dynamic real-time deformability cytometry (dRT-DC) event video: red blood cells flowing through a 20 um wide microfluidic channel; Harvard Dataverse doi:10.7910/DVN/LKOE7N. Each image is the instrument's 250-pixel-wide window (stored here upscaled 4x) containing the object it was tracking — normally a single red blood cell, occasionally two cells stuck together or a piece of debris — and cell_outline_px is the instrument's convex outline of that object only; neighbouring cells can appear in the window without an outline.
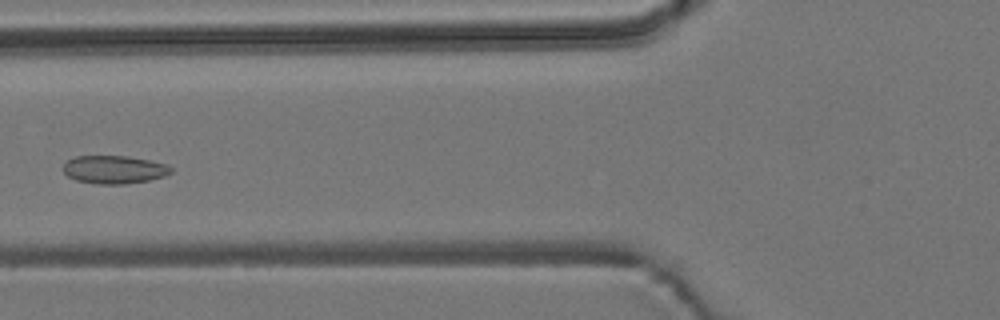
{"species": "common noctule bat (a hibernating species)", "species_latin": "Nyctalus noctula", "temperature_condition": "room temperature", "stored_images_in_passage": 7, "camera_frame_rate_fps": 3000, "um_per_image_px": 0.085, "animal": {"sex": "male", "body_mass_g": 19.2, "forearm_length_mm": 51.8}, "frame": {"image": 1, "passage_image": 6, "time_ms": 1.667, "image_size_px": [1000, 320], "cell_outline_px": [[172, 172], [164, 176], [148, 180], [124, 184], [100, 184], [76, 180], [68, 176], [64, 172], [64, 164], [68, 160], [76, 156], [128, 156], [168, 164], [172, 168]], "centroid_in_image_um": [9.72, 14.41], "position_along_channel_um": 116.1, "area_um2": 17.51}}
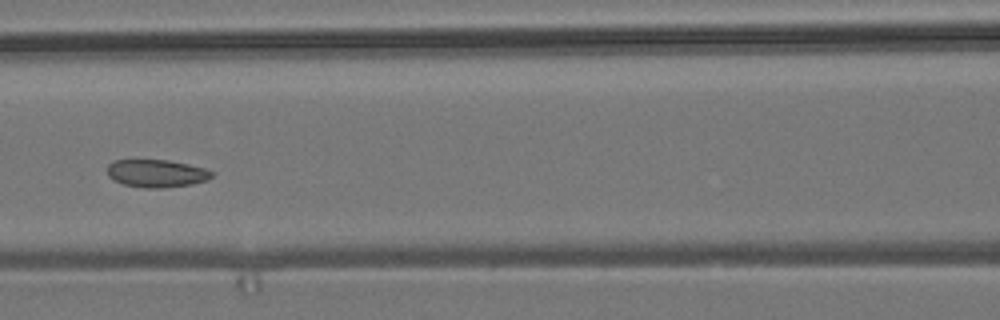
{"frame": {"image": 2, "passage_image": 7, "time_ms": 2.0, "image_size_px": [1000, 320], "cell_outline_px": [[212, 176], [208, 180], [192, 184], [164, 188], [144, 188], [124, 184], [112, 180], [108, 176], [108, 164], [112, 160], [168, 160], [188, 164], [204, 168], [212, 172]], "centroid_in_image_um": [13.28, 14.74], "position_along_channel_um": 153.3, "area_um2": 16.94}}